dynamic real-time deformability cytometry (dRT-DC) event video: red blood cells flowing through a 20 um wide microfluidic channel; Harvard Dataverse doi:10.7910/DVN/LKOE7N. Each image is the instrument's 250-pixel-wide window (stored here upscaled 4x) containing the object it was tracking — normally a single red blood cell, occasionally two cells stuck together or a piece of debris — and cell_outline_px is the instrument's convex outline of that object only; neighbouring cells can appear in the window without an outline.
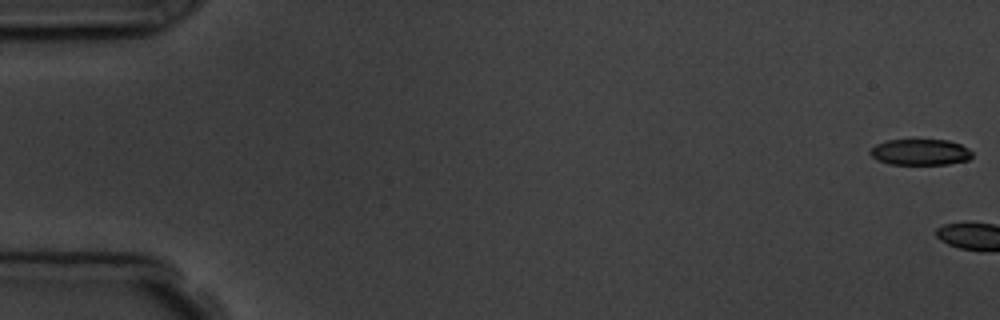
{"species": "common noctule bat (a hibernating species)", "species_latin": "Nyctalus noctula", "temperature_condition": "room temperature", "stored_images_in_passage": 6, "camera_frame_rate_fps": 3000, "um_per_image_px": 0.085, "animal": {"sex": "male", "body_mass_g": 19.5, "forearm_length_mm": 54.6}, "frame": {"image": 1, "passage_image": 1, "time_ms": 0.0, "image_size_px": [1000, 320], "cell_outline_px": [[972, 156], [968, 160], [948, 164], [888, 164], [876, 160], [868, 152], [876, 144], [888, 140], [948, 140], [960, 144], [968, 148], [972, 152]], "centroid_in_image_um": [78.21, 12.93], "position_along_channel_um": 6.8, "area_um2": 15.49}}